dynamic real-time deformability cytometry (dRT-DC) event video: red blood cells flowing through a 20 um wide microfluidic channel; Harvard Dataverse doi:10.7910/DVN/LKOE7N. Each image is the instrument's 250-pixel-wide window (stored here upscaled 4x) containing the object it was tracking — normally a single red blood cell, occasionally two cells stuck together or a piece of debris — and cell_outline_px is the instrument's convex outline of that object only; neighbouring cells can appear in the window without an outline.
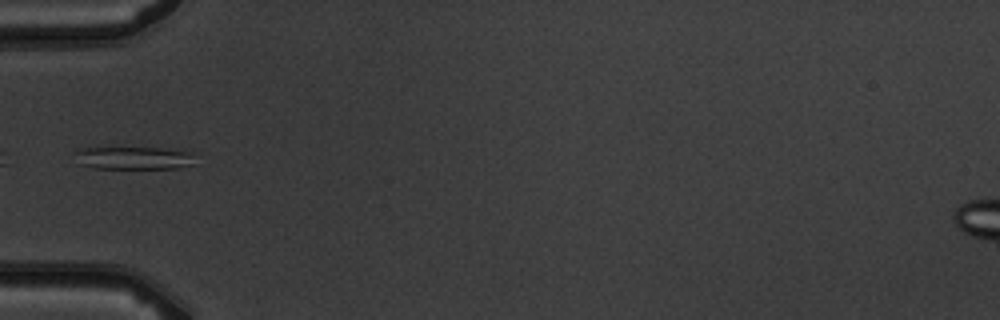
{"species": "common noctule bat (a hibernating species)", "species_latin": "Nyctalus noctula", "temperature_condition": "warm", "stored_images_in_passage": 6, "camera_frame_rate_fps": 3000, "um_per_image_px": 0.085, "animal": {"sex": "male", "body_mass_g": 19.5, "forearm_length_mm": 54.6}, "frame": {"image": 1, "passage_image": 5, "time_ms": 5.667, "image_size_px": [1000, 320], "cell_outline_px": [[196, 164], [180, 168], [96, 168], [80, 164], [72, 152], [84, 148], [160, 148], [192, 152]], "centroid_in_image_um": [11.41, 13.43], "position_along_channel_um": 73.6, "area_um2": 15.95}}
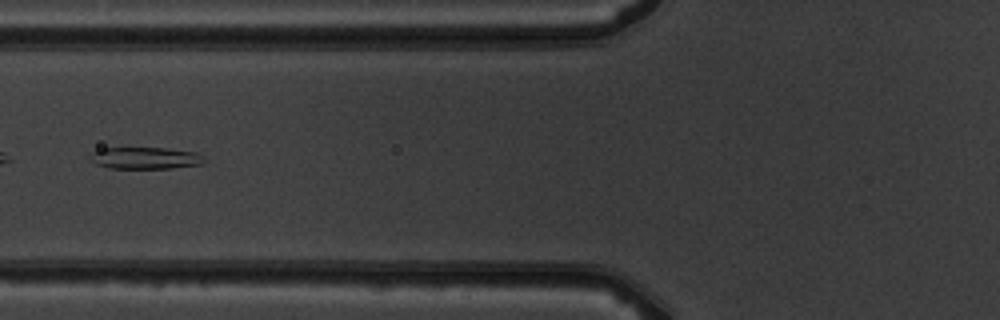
{"frame": {"image": 2, "passage_image": 6, "time_ms": 6.667, "image_size_px": [1000, 320], "cell_outline_px": [[208, 160], [204, 164], [172, 168], [108, 168], [96, 164], [88, 160], [88, 156], [92, 152], [100, 148], [168, 148], [196, 152]], "centroid_in_image_um": [12.35, 13.43], "position_along_channel_um": 113.5, "area_um2": 14.8}}